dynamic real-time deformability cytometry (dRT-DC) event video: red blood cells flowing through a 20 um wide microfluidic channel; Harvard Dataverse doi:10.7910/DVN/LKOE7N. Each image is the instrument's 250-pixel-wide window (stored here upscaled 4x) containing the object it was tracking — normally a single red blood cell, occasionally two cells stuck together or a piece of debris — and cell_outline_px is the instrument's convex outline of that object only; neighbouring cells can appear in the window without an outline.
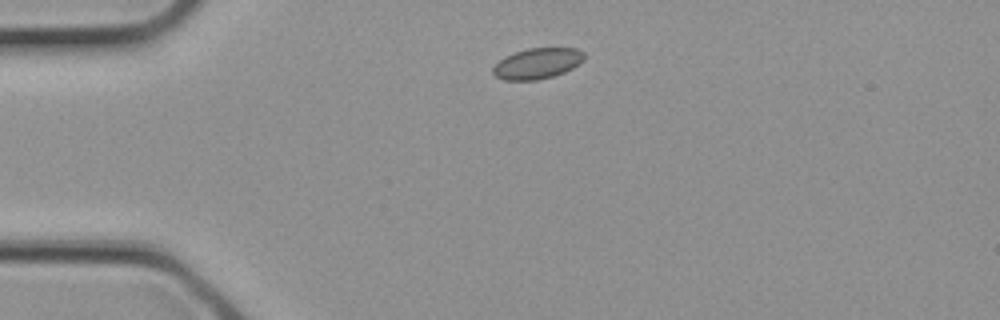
{"species": "common noctule bat (a hibernating species)", "species_latin": "Nyctalus noctula", "temperature_condition": "cold", "stored_images_in_passage": 1, "camera_frame_rate_fps": 3000, "um_per_image_px": 0.085, "animal": {"sex": "female", "body_mass_g": 21.9}, "frame": {"image": 1, "passage_image": 1, "time_ms": 0.0, "image_size_px": [1000, 320], "cell_outline_px": [[584, 60], [580, 64], [564, 72], [552, 76], [536, 80], [504, 80], [496, 76], [492, 72], [492, 68], [504, 56], [528, 48], [576, 48], [584, 52]], "centroid_in_image_um": [45.68, 5.39], "position_along_channel_um": 39.3, "area_um2": 16.3}}